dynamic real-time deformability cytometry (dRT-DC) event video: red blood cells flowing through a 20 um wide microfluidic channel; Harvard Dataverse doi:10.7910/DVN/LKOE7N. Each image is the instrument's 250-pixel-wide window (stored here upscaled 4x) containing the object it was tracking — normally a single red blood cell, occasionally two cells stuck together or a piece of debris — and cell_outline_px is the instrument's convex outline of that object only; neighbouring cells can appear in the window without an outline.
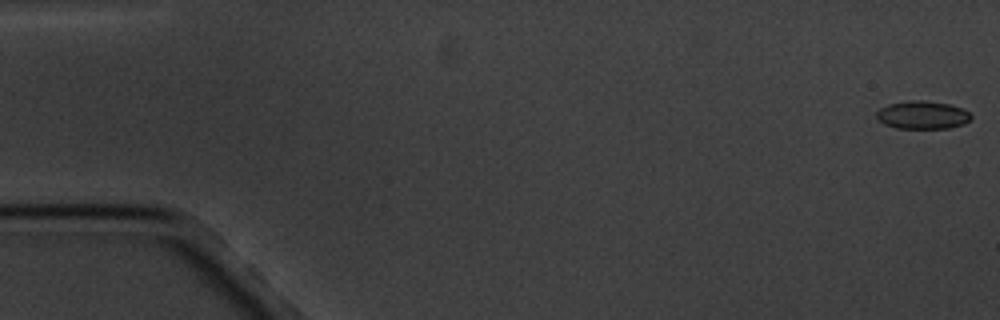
{"species": "common noctule bat (a hibernating species)", "species_latin": "Nyctalus noctula", "temperature_condition": "cold", "stored_images_in_passage": 9, "camera_frame_rate_fps": 3000, "um_per_image_px": 0.085, "animal": {"sex": "male", "body_mass_g": 20.1, "forearm_length_mm": 53.5}, "frame": {"image": 1, "passage_image": 1, "time_ms": 0.0, "image_size_px": [1000, 320], "cell_outline_px": [[972, 116], [964, 124], [948, 128], [896, 128], [884, 124], [876, 120], [876, 112], [880, 108], [888, 104], [912, 100], [924, 100], [948, 104], [960, 108], [968, 112]], "centroid_in_image_um": [78.36, 9.78], "position_along_channel_um": 6.6, "area_um2": 15.37}}
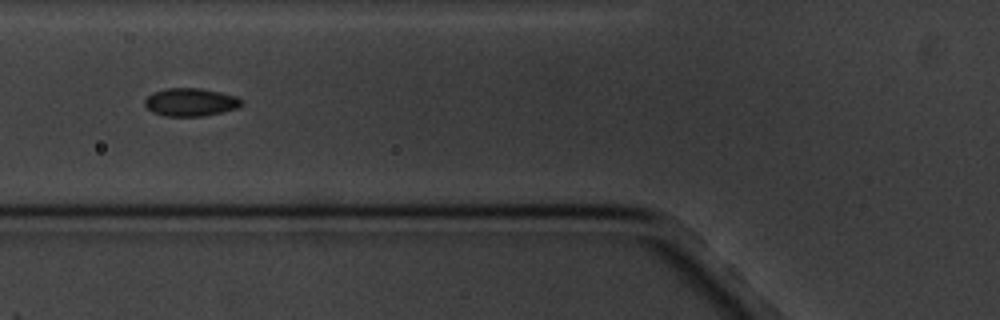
{"frame": {"image": 2, "passage_image": 7, "time_ms": 7.0, "image_size_px": [1000, 320], "cell_outline_px": [[244, 104], [240, 108], [200, 116], [164, 116], [152, 112], [144, 104], [144, 100], [152, 92], [168, 88], [200, 88], [220, 92], [236, 96], [244, 100]], "centroid_in_image_um": [16.22, 8.68], "position_along_channel_um": 109.6, "area_um2": 15.9}}
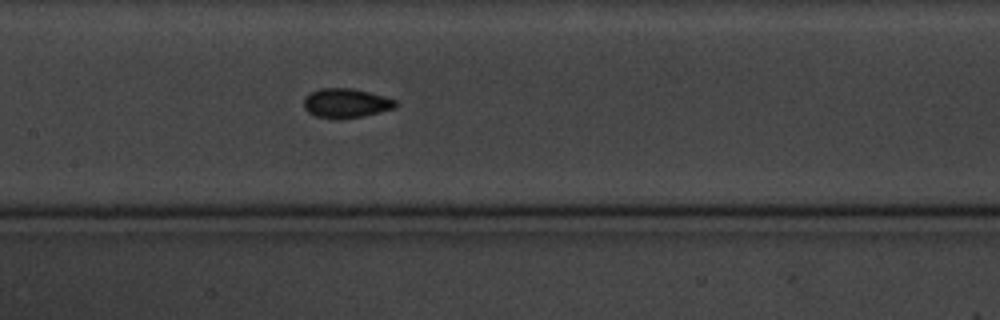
{"frame": {"image": 3, "passage_image": 9, "time_ms": 9.0, "image_size_px": [1000, 320], "cell_outline_px": [[396, 108], [364, 116], [340, 120], [336, 120], [316, 116], [308, 112], [304, 108], [304, 96], [320, 88], [352, 88], [384, 96], [396, 100]], "centroid_in_image_um": [29.4, 8.78], "position_along_channel_um": 178.0, "area_um2": 15.9}}